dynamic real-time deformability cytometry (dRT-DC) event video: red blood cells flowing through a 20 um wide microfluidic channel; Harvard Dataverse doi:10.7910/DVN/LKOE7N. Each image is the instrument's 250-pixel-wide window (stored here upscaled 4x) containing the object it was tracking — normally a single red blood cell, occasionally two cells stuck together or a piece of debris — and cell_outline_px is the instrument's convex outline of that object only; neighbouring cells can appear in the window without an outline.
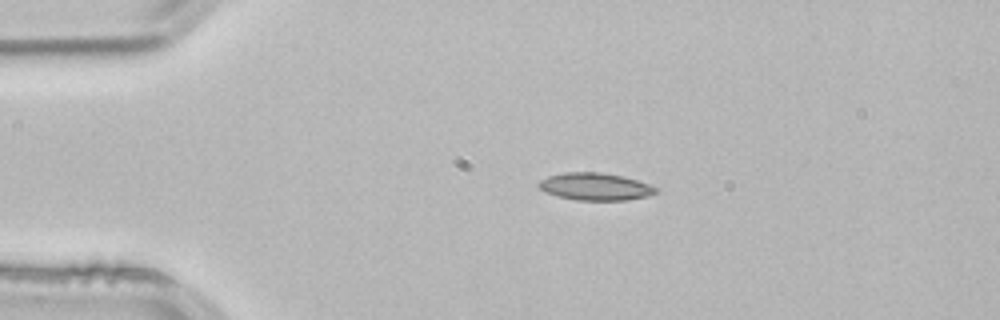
{"species": "common noctule bat (a hibernating species)", "species_latin": "Nyctalus noctula", "temperature_condition": "room temperature", "stored_images_in_passage": 1, "camera_frame_rate_fps": 3000, "um_per_image_px": 0.085, "animal": {"sex": "male", "body_mass_g": 21.5, "forearm_length_mm": 52.0}, "frame": {"image": 1, "passage_image": 1, "time_ms": 0.0, "image_size_px": [1000, 320], "cell_outline_px": [[656, 192], [648, 196], [624, 200], [576, 200], [560, 196], [548, 192], [540, 188], [536, 184], [540, 180], [548, 176], [564, 172], [600, 172], [624, 176], [648, 184], [656, 188]], "centroid_in_image_um": [50.58, 15.85], "position_along_channel_um": 34.4, "area_um2": 18.44}}